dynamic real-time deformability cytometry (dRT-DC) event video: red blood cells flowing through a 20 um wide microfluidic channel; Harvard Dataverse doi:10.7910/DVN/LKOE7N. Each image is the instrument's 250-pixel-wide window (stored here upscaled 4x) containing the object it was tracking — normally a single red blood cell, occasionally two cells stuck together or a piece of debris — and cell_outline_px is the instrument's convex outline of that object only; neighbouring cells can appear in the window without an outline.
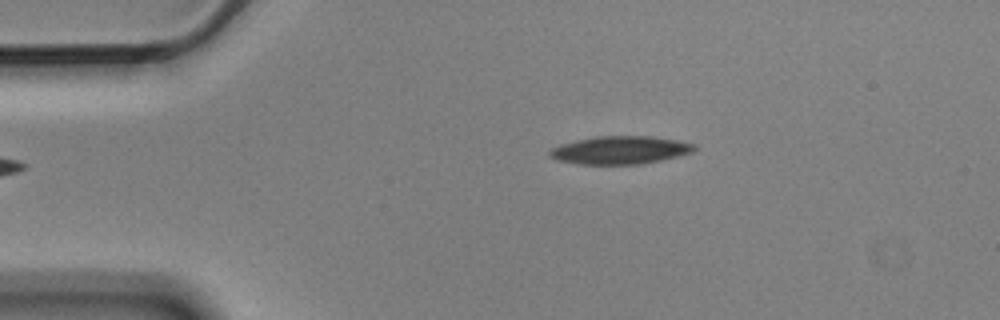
{"species": "Egyptian fruit bat (a non-hibernating species)", "species_latin": "Rousettus aegyptiacus", "temperature_condition": "cold", "stored_images_in_passage": 6, "camera_frame_rate_fps": 3000, "um_per_image_px": 0.085, "animal": {"sex": "male"}, "frame": {"image": 1, "passage_image": 6, "time_ms": 1.667, "image_size_px": [1000, 320], "cell_outline_px": [[696, 148], [692, 152], [680, 156], [640, 164], [576, 164], [556, 160], [548, 156], [548, 152], [552, 148], [560, 144], [576, 140], [596, 136], [652, 136], [676, 140], [696, 144]], "centroid_in_image_um": [52.69, 12.76], "position_along_channel_um": 32.3, "area_um2": 23.7}}